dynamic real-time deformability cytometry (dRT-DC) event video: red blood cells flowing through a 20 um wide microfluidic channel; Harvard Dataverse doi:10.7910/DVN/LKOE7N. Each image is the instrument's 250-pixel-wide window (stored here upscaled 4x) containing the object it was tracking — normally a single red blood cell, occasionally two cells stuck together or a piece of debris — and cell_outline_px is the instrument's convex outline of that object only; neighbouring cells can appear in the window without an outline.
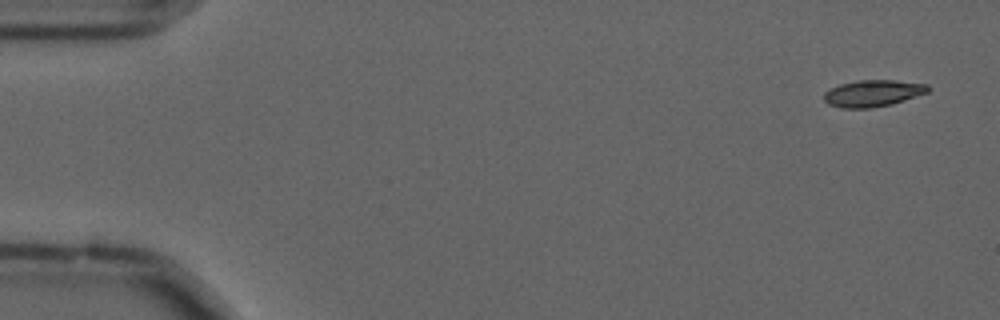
{"species": "common noctule bat (a hibernating species)", "species_latin": "Nyctalus noctula", "temperature_condition": "cold", "stored_images_in_passage": 55, "camera_frame_rate_fps": 3000, "um_per_image_px": 0.085, "animal": {"sex": "male", "forearm_length_mm": 52.5}, "frame": {"image": 1, "passage_image": 1, "time_ms": 0.0, "image_size_px": [1000, 320], "cell_outline_px": [[932, 88], [928, 92], [892, 104], [872, 108], [840, 108], [828, 104], [824, 100], [824, 92], [840, 84], [856, 80], [896, 80], [928, 84]], "centroid_in_image_um": [74.21, 7.92], "position_along_channel_um": 10.8, "area_um2": 16.3}}
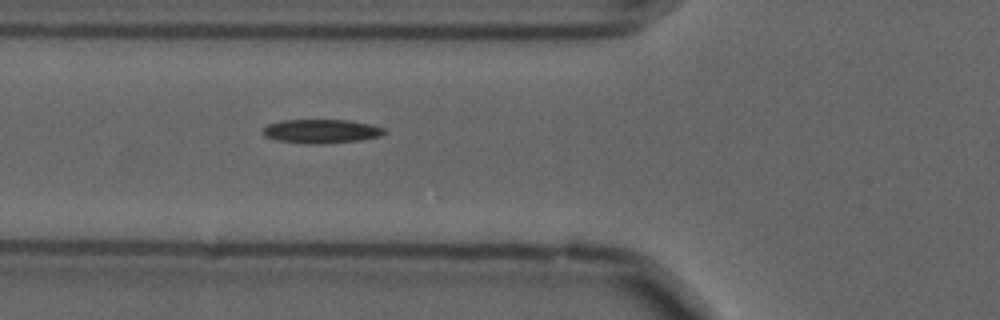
{"frame": {"image": 2, "passage_image": 19, "time_ms": 6.0, "image_size_px": [1000, 320], "cell_outline_px": [[388, 132], [380, 136], [360, 140], [324, 144], [304, 144], [276, 140], [264, 136], [264, 128], [268, 124], [280, 120], [348, 120], [372, 124], [384, 128]], "centroid_in_image_um": [27.33, 11.16], "position_along_channel_um": 98.5, "area_um2": 17.11}}
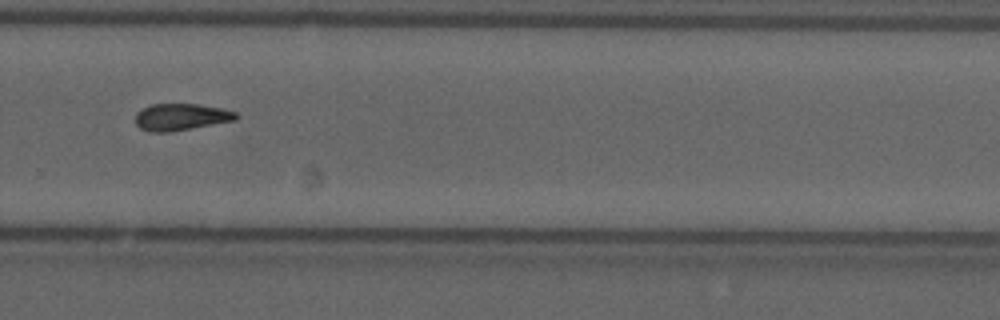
{"frame": {"image": 3, "passage_image": 37, "time_ms": 12.0, "image_size_px": [1000, 320], "cell_outline_px": [[240, 116], [236, 120], [172, 132], [148, 132], [140, 128], [136, 124], [136, 112], [152, 104], [196, 104], [220, 108], [236, 112]], "centroid_in_image_um": [15.39, 9.95], "position_along_channel_um": 314.4, "area_um2": 15.78}}